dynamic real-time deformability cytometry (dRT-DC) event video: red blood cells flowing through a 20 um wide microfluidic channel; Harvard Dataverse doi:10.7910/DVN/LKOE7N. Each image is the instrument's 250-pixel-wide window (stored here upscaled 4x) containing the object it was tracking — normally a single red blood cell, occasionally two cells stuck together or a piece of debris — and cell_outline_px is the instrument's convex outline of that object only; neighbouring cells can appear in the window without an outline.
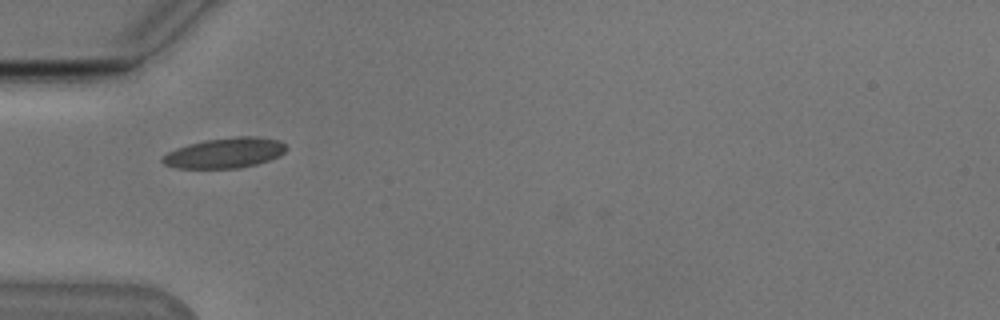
{"species": "Egyptian fruit bat (a non-hibernating species)", "species_latin": "Rousettus aegyptiacus", "temperature_condition": "cold", "stored_images_in_passage": 37, "camera_frame_rate_fps": 3000, "um_per_image_px": 0.085, "animal": {"sex": "male"}, "frame": {"image": 1, "passage_image": 3, "time_ms": 0.667, "image_size_px": [1000, 320], "cell_outline_px": [[288, 148], [280, 156], [256, 164], [236, 168], [176, 168], [164, 164], [160, 160], [160, 156], [176, 148], [188, 144], [204, 140], [236, 136], [256, 136], [280, 140]], "centroid_in_image_um": [19.1, 12.99], "position_along_channel_um": 65.9, "area_um2": 21.96}}
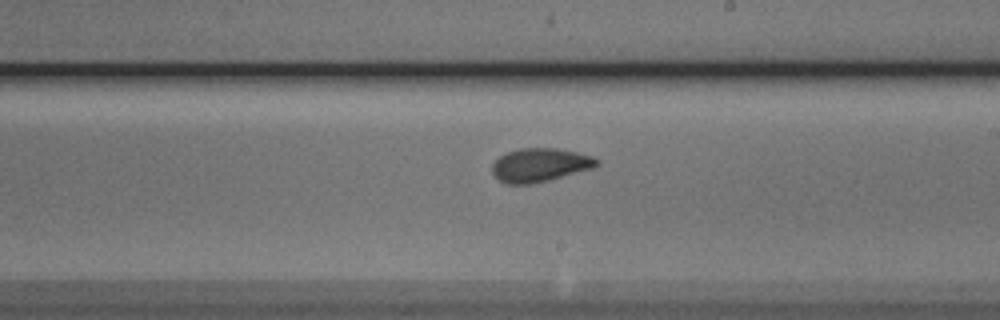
{"frame": {"image": 2, "passage_image": 17, "time_ms": 5.333, "image_size_px": [1000, 320], "cell_outline_px": [[600, 164], [592, 168], [548, 180], [532, 184], [504, 184], [492, 172], [492, 164], [500, 156], [508, 152], [520, 148], [556, 148], [576, 152], [592, 156], [600, 160]], "centroid_in_image_um": [45.9, 14.02], "position_along_channel_um": 243.1, "area_um2": 20.35}}
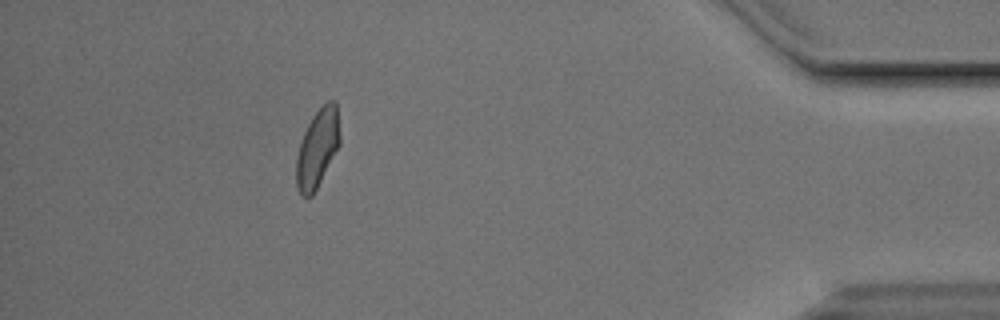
{"frame": {"image": 3, "passage_image": 34, "time_ms": 11.0, "image_size_px": [1000, 320], "cell_outline_px": [[340, 144], [312, 196], [300, 196], [296, 184], [296, 156], [300, 140], [312, 116], [328, 100], [336, 100], [340, 136]], "centroid_in_image_um": [26.97, 12.59], "position_along_channel_um": 408.2, "area_um2": 19.83}, "authors_computed_cell_mechanics": {"area_um2": 19.941, "velocity_mm_per_s": 3.8217, "shape_relaxation_time_tau1_ms": 3.5578, "shape_relaxation_time_tau2_ms": 1.3002, "deformation_change_tau1": 0.1099, "deformation_change_tau2": 0.0681}}